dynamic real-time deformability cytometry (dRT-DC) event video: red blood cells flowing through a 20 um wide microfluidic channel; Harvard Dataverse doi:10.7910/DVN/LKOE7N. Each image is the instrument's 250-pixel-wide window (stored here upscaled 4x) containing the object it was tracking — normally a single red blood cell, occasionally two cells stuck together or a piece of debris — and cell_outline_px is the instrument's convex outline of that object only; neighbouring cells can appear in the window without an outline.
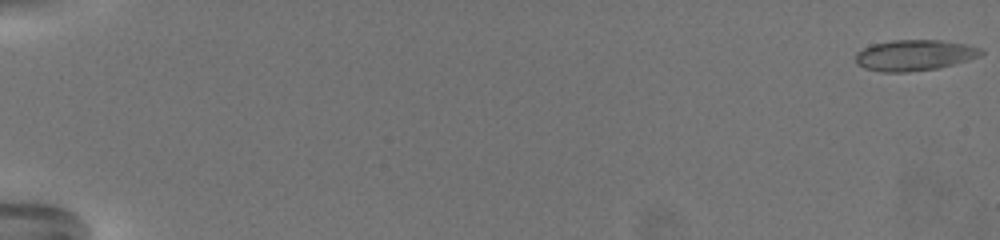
{"species": "common noctule bat (a hibernating species)", "species_latin": "Nyctalus noctula", "temperature_condition": "warm", "stored_images_in_passage": 68, "camera_frame_rate_fps": 3000, "um_per_image_px": 0.085, "animal": {"sex": "female", "body_mass_g": 19.5, "forearm_length_mm": 54.1}, "frame": {"image": 1, "passage_image": 1, "time_ms": 0.0, "image_size_px": [1000, 240], "cell_outline_px": [[984, 52], [980, 56], [968, 60], [936, 68], [904, 72], [880, 72], [864, 68], [856, 60], [856, 52], [872, 44], [892, 40], [940, 40], [964, 44], [980, 48]], "centroid_in_image_um": [77.72, 4.69], "position_along_channel_um": 7.3, "area_um2": 22.31}}
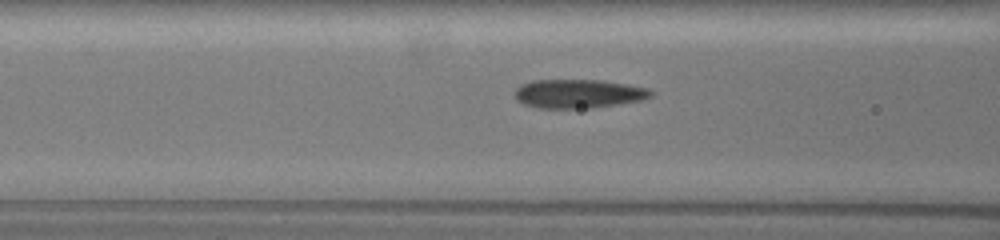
{"frame": {"image": 2, "passage_image": 31, "time_ms": 10.0, "image_size_px": [1000, 240], "cell_outline_px": [[652, 96], [640, 100], [620, 104], [592, 108], [536, 108], [524, 104], [516, 100], [516, 88], [520, 84], [532, 80], [604, 80], [648, 88], [652, 92]], "centroid_in_image_um": [49.14, 7.96], "position_along_channel_um": 117.5, "area_um2": 22.95}}
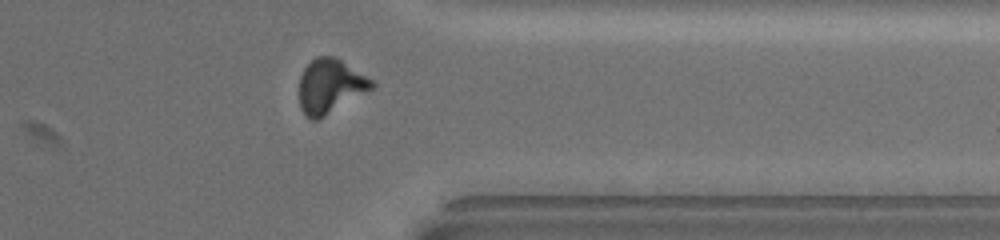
{"frame": {"image": 3, "passage_image": 56, "time_ms": 18.333, "image_size_px": [1000, 240], "cell_outline_px": [[376, 84], [372, 88], [324, 116], [316, 120], [308, 120], [300, 108], [300, 76], [304, 68], [316, 56], [336, 56], [372, 80]], "centroid_in_image_um": [28.03, 7.31], "position_along_channel_um": 383.4, "area_um2": 22.6}, "authors_computed_cell_mechanics": {"area_um2": 22.0796, "velocity_mm_per_s": 3.2303, "shape_relaxation_time_tau1_ms": 7.8284, "shape_relaxation_time_tau2_ms": 1.8623, "deformation_change_tau1": 0.2001, "deformation_change_tau2": 0.0776}}